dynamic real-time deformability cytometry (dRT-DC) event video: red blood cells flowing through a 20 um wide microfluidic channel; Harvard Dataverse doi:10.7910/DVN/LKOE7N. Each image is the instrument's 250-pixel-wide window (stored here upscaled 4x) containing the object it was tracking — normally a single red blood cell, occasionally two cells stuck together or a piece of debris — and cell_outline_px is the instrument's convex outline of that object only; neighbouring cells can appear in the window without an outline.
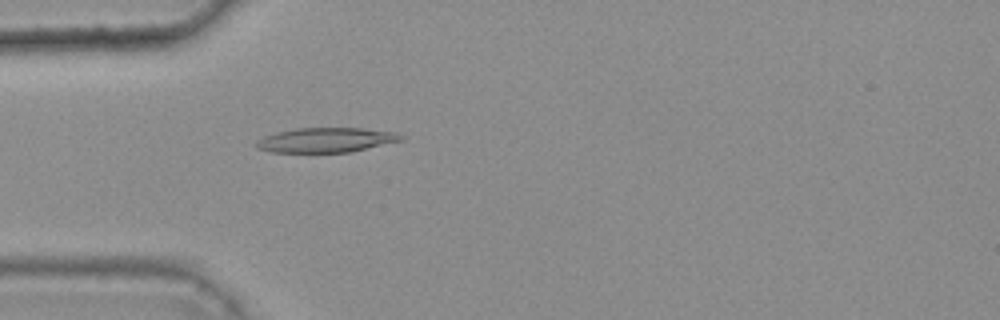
{"species": "common noctule bat (a hibernating species)", "species_latin": "Nyctalus noctula", "temperature_condition": "warm", "stored_images_in_passage": 37, "camera_frame_rate_fps": 3000, "um_per_image_px": 0.085, "animal": {"sex": "female", "body_mass_g": 25.1}, "frame": {"image": 1, "passage_image": 5, "time_ms": 1.333, "image_size_px": [1000, 320], "cell_outline_px": [[404, 140], [352, 152], [272, 152], [256, 148], [252, 144], [256, 140], [264, 136], [276, 132], [296, 128], [360, 128], [396, 132], [404, 136]], "centroid_in_image_um": [27.7, 11.9], "position_along_channel_um": 57.3, "area_um2": 21.04}}
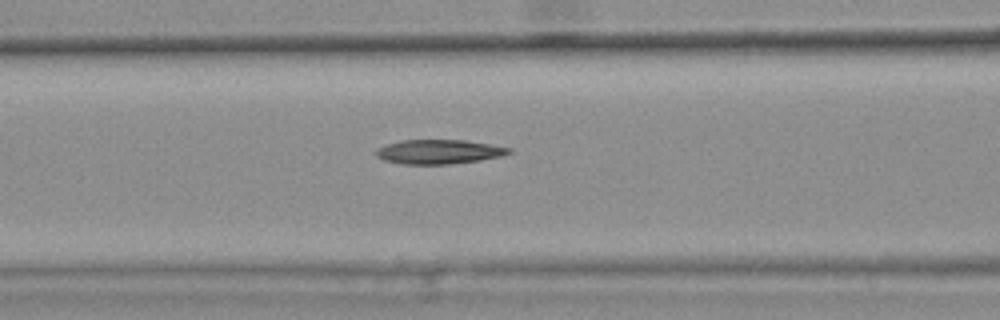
{"frame": {"image": 2, "passage_image": 11, "time_ms": 3.333, "image_size_px": [1000, 320], "cell_outline_px": [[512, 152], [500, 156], [480, 160], [448, 164], [404, 164], [384, 160], [376, 156], [376, 148], [384, 144], [400, 140], [464, 140], [512, 148]], "centroid_in_image_um": [37.26, 12.89], "position_along_channel_um": 129.3, "area_um2": 18.79}}
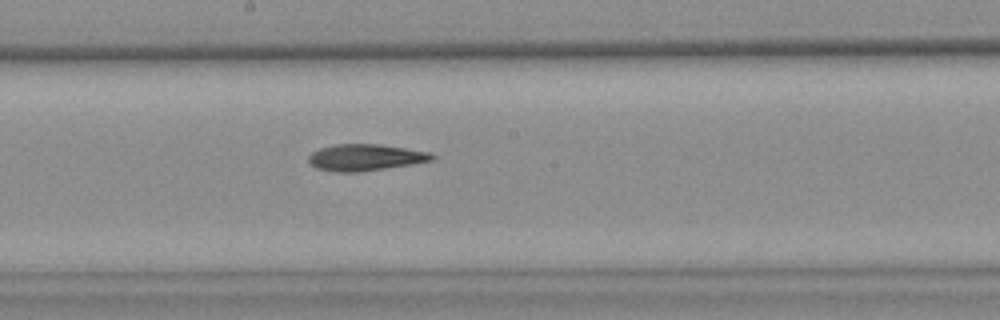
{"frame": {"image": 3, "passage_image": 18, "time_ms": 5.667, "image_size_px": [1000, 320], "cell_outline_px": [[436, 156], [432, 160], [360, 172], [336, 172], [316, 168], [308, 160], [308, 156], [312, 152], [320, 148], [336, 144], [376, 144], [432, 152]], "centroid_in_image_um": [31.03, 13.38], "position_along_channel_um": 217.2, "area_um2": 18.84}}